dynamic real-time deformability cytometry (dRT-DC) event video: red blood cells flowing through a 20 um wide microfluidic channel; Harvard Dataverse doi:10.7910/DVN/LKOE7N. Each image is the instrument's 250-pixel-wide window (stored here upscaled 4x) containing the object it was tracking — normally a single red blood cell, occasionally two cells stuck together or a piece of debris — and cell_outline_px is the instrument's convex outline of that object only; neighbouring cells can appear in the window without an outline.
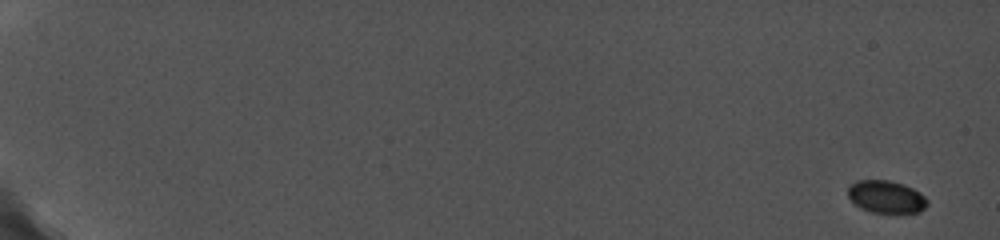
{"species": "common noctule bat (a hibernating species)", "species_latin": "Nyctalus noctula", "temperature_condition": "cold", "stored_images_in_passage": 11, "camera_frame_rate_fps": 5000, "um_per_image_px": 0.085, "animal": {"sex": "female", "body_mass_g": 19.0, "forearm_length_mm": 56.7}, "frame": {"image": 1, "passage_image": 1, "time_ms": 0.0, "image_size_px": [1000, 240], "cell_outline_px": [[928, 204], [920, 212], [872, 212], [860, 208], [848, 196], [848, 184], [856, 180], [888, 180], [904, 184], [920, 192], [928, 200]], "centroid_in_image_um": [75.32, 16.71], "position_along_channel_um": 9.7, "area_um2": 15.03}}
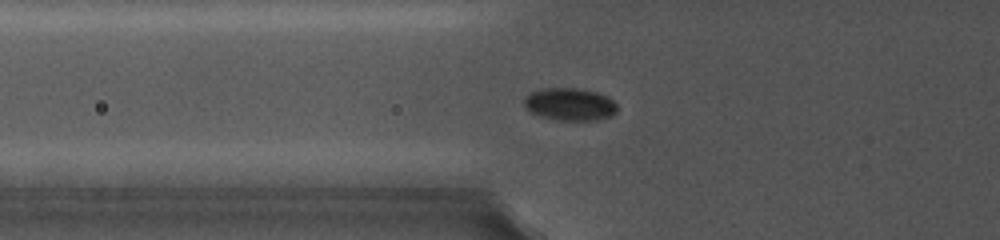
{"frame": {"image": 2, "passage_image": 9, "time_ms": 7.6, "image_size_px": [1000, 240], "cell_outline_px": [[616, 112], [612, 116], [596, 120], [556, 120], [532, 112], [524, 104], [524, 96], [532, 92], [544, 88], [580, 88], [596, 92], [608, 96], [616, 104]], "centroid_in_image_um": [48.47, 8.85], "position_along_channel_um": 77.3, "area_um2": 17.51}}
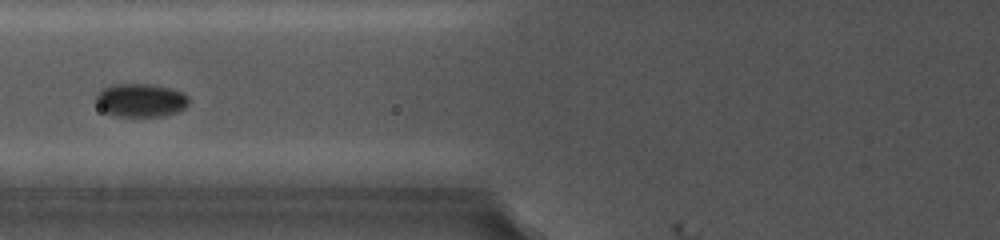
{"frame": {"image": 3, "passage_image": 10, "time_ms": 8.6, "image_size_px": [1000, 240], "cell_outline_px": [[188, 104], [184, 108], [176, 112], [164, 116], [116, 116], [104, 112], [100, 108], [96, 100], [96, 92], [100, 88], [112, 84], [152, 84], [184, 92], [188, 96]], "centroid_in_image_um": [11.93, 8.51], "position_along_channel_um": 113.9, "area_um2": 18.21}}